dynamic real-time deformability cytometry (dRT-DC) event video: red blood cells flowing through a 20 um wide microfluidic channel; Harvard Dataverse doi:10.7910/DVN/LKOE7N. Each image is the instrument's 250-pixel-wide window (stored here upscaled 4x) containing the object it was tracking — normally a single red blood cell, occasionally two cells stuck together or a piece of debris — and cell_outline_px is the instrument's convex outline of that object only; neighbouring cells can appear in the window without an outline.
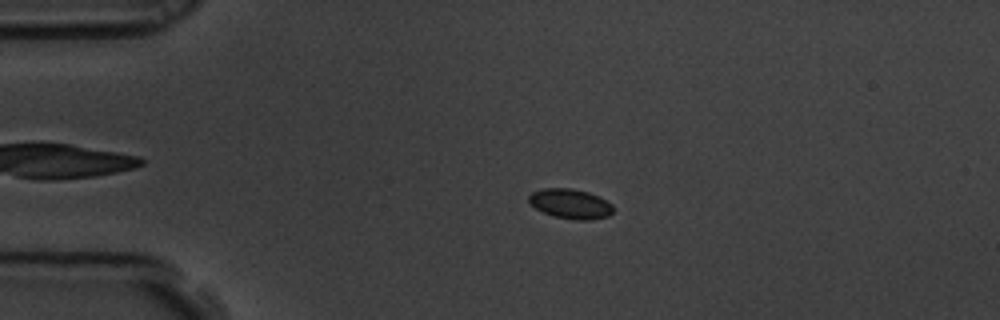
{"species": "common noctule bat (a hibernating species)", "species_latin": "Nyctalus noctula", "temperature_condition": "room temperature", "stored_images_in_passage": 59, "camera_frame_rate_fps": 3000, "um_per_image_px": 0.085, "animal": {"sex": "male", "body_mass_g": 19.5, "forearm_length_mm": 54.6}, "frame": {"image": 1, "passage_image": 13, "time_ms": 4.0, "image_size_px": [1000, 320], "cell_outline_px": [[612, 212], [608, 216], [588, 220], [576, 220], [552, 216], [528, 204], [528, 196], [532, 192], [544, 188], [572, 188], [588, 192], [600, 196], [612, 204]], "centroid_in_image_um": [48.46, 17.31], "position_along_channel_um": 36.5, "area_um2": 14.74}}
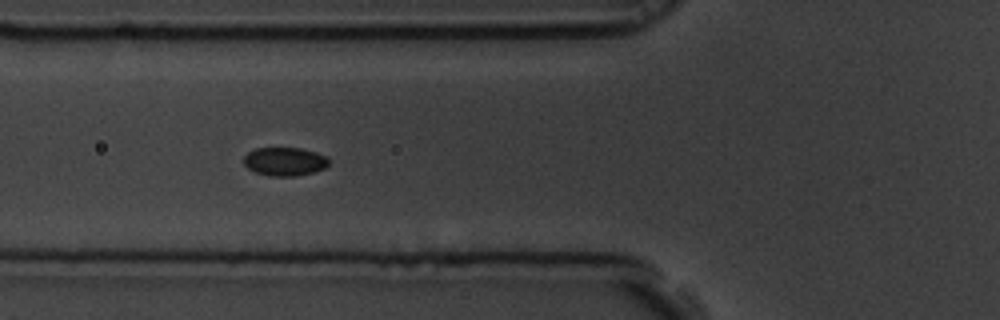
{"frame": {"image": 2, "passage_image": 22, "time_ms": 7.0, "image_size_px": [1000, 320], "cell_outline_px": [[328, 164], [324, 168], [312, 172], [296, 176], [272, 176], [256, 172], [248, 168], [244, 164], [244, 156], [248, 152], [256, 148], [300, 148], [316, 152], [328, 156]], "centroid_in_image_um": [24.2, 13.72], "position_along_channel_um": 101.6, "area_um2": 14.05}}
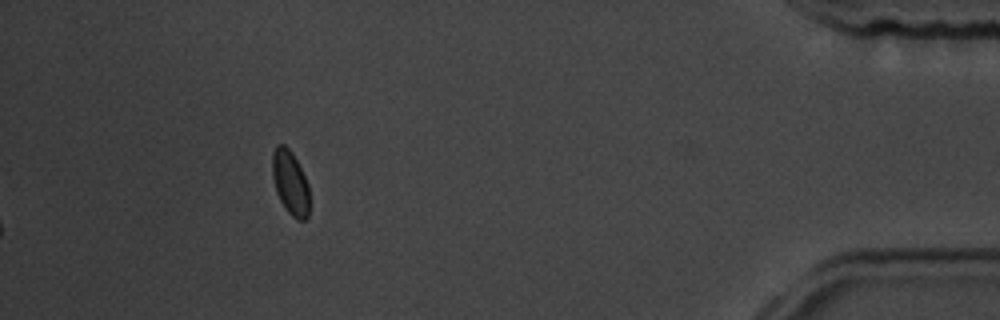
{"frame": {"image": 3, "passage_image": 54, "time_ms": 17.667, "image_size_px": [1000, 320], "cell_outline_px": [[308, 216], [304, 220], [296, 220], [288, 212], [280, 200], [276, 192], [272, 176], [272, 152], [276, 144], [284, 144], [292, 152], [308, 184]], "centroid_in_image_um": [24.64, 15.51], "position_along_channel_um": 410.6, "area_um2": 13.81}, "authors_computed_cell_mechanics": {"area_um2": 14.1032, "velocity_mm_per_s": 3.4399, "shape_relaxation_time_tau1_ms": 2.5364, "shape_relaxation_time_tau2_ms": null, "deformation_change_tau1": 0.0456, "deformation_change_tau2": null}}